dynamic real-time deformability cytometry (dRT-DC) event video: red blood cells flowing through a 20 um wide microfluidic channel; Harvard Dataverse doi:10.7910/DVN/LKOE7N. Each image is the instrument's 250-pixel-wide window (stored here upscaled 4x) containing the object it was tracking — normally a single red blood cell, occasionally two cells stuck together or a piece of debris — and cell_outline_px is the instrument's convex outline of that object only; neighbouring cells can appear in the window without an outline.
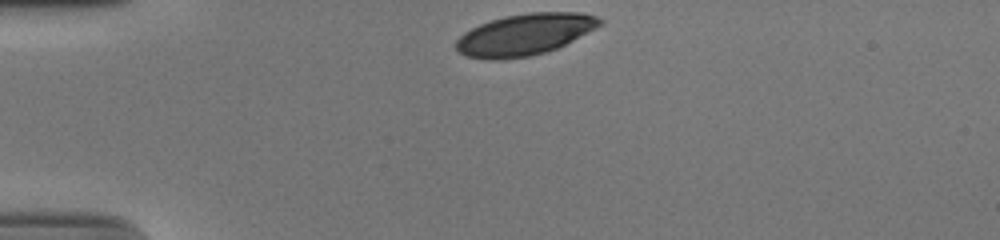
{"species": "human", "species_latin": "Homo sapiens", "temperature_condition": "cold", "stored_images_in_passage": 32, "camera_frame_rate_fps": 3000, "um_per_image_px": 0.085, "donor": {"sex": "male"}, "frame": {"image": 1, "passage_image": 1, "time_ms": 0.0, "image_size_px": [1000, 240], "cell_outline_px": [[604, 20], [596, 28], [556, 48], [544, 52], [528, 56], [500, 60], [488, 60], [468, 56], [460, 52], [456, 48], [456, 40], [464, 32], [480, 24], [504, 16], [528, 12], [580, 12], [596, 16]], "centroid_in_image_um": [44.59, 2.92], "position_along_channel_um": 40.4, "area_um2": 34.45}}
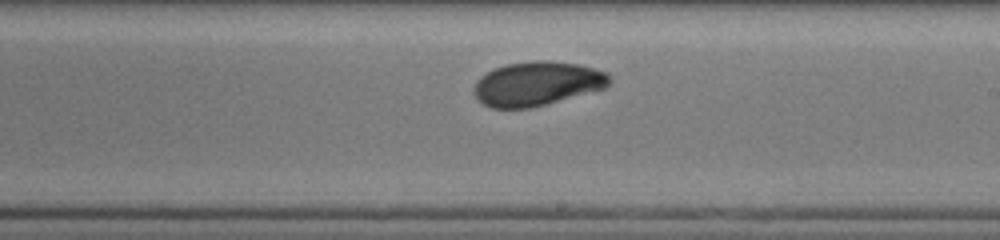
{"frame": {"image": 2, "passage_image": 20, "time_ms": 6.333, "image_size_px": [1000, 240], "cell_outline_px": [[612, 80], [604, 88], [544, 104], [528, 108], [492, 108], [484, 104], [472, 92], [472, 88], [476, 80], [480, 76], [496, 68], [508, 64], [536, 60], [548, 60], [576, 64], [608, 72]], "centroid_in_image_um": [45.63, 7.1], "position_along_channel_um": 243.4, "area_um2": 34.51}}
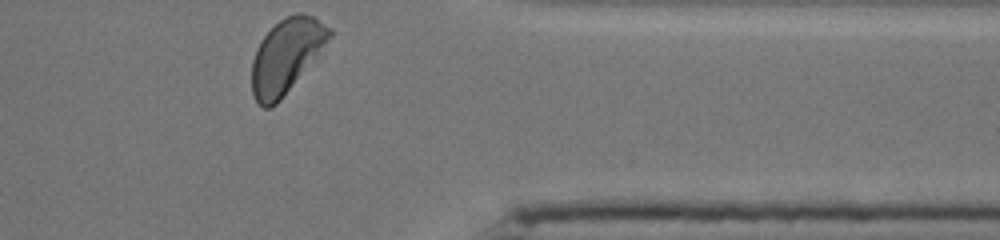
{"frame": {"image": 3, "passage_image": 32, "time_ms": 10.333, "image_size_px": [1000, 240], "cell_outline_px": [[332, 36], [316, 56], [280, 100], [276, 104], [268, 108], [264, 108], [256, 100], [252, 92], [252, 60], [256, 48], [264, 36], [284, 16], [296, 12], [304, 12], [312, 16], [332, 28]], "centroid_in_image_um": [24.32, 4.71], "position_along_channel_um": 387.1, "area_um2": 32.95}, "authors_computed_cell_mechanics": {"area_um2": 34.7089, "velocity_mm_per_s": 3.8524, "shape_relaxation_time_tau1_ms": 4.4917, "shape_relaxation_time_tau2_ms": 1.1643, "deformation_change_tau1": 0.1661, "deformation_change_tau2": 0.0504}}